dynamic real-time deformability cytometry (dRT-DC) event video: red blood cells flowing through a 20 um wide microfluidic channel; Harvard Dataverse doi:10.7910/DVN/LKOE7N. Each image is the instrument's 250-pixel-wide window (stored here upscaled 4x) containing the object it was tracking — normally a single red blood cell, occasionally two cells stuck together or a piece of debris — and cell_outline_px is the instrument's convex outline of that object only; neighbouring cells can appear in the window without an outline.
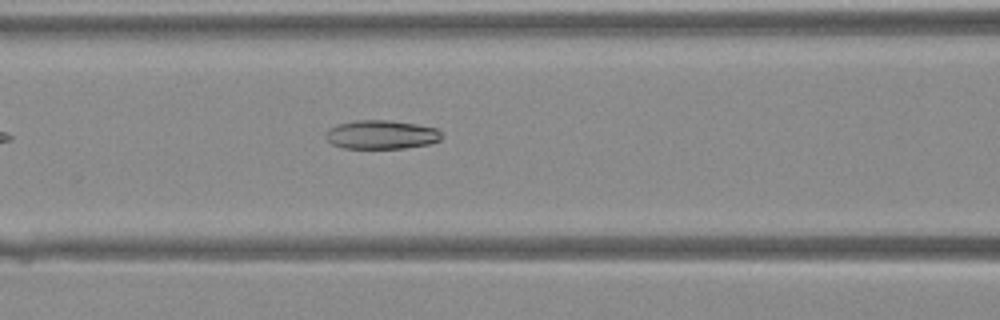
{"species": "Egyptian fruit bat (a non-hibernating species)", "species_latin": "Rousettus aegyptiacus", "temperature_condition": "warm", "stored_images_in_passage": 24, "camera_frame_rate_fps": 3000, "um_per_image_px": 0.085, "animal": {"sex": "female"}, "frame": {"image": 1, "passage_image": 5, "time_ms": 1.333, "image_size_px": [1000, 320], "cell_outline_px": [[444, 136], [440, 140], [428, 144], [404, 148], [344, 148], [332, 144], [324, 136], [332, 128], [340, 124], [356, 120], [392, 120], [416, 124], [436, 128]], "centroid_in_image_um": [32.46, 11.44], "position_along_channel_um": 134.1, "area_um2": 19.31}}
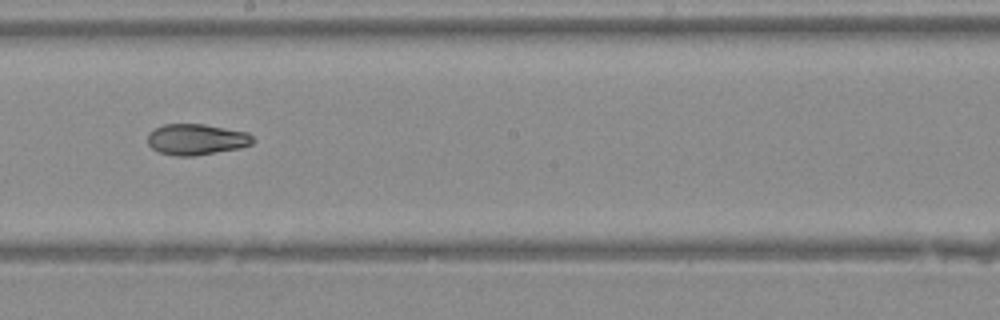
{"frame": {"image": 2, "passage_image": 11, "time_ms": 3.333, "image_size_px": [1000, 320], "cell_outline_px": [[256, 140], [252, 144], [240, 148], [196, 156], [176, 156], [160, 152], [152, 148], [148, 144], [148, 132], [164, 124], [204, 124], [248, 132]], "centroid_in_image_um": [16.72, 11.85], "position_along_channel_um": 231.5, "area_um2": 19.13}}
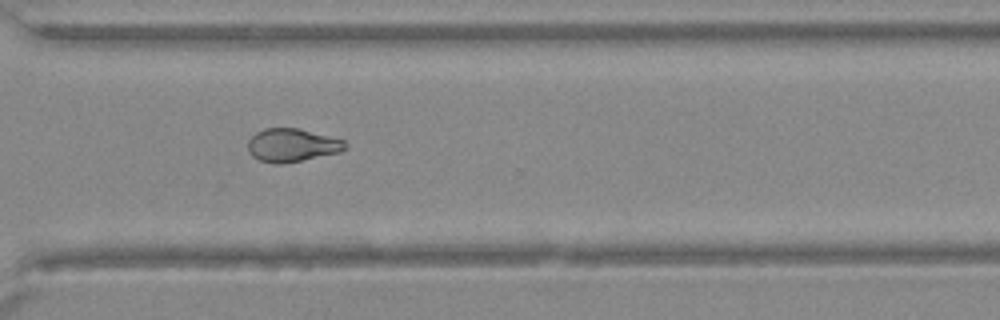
{"frame": {"image": 3, "passage_image": 18, "time_ms": 5.667, "image_size_px": [1000, 320], "cell_outline_px": [[348, 148], [340, 152], [300, 160], [276, 164], [260, 160], [252, 156], [248, 152], [248, 140], [256, 132], [264, 128], [296, 128], [344, 140], [348, 144]], "centroid_in_image_um": [24.81, 12.33], "position_along_channel_um": 345.8, "area_um2": 18.61}}